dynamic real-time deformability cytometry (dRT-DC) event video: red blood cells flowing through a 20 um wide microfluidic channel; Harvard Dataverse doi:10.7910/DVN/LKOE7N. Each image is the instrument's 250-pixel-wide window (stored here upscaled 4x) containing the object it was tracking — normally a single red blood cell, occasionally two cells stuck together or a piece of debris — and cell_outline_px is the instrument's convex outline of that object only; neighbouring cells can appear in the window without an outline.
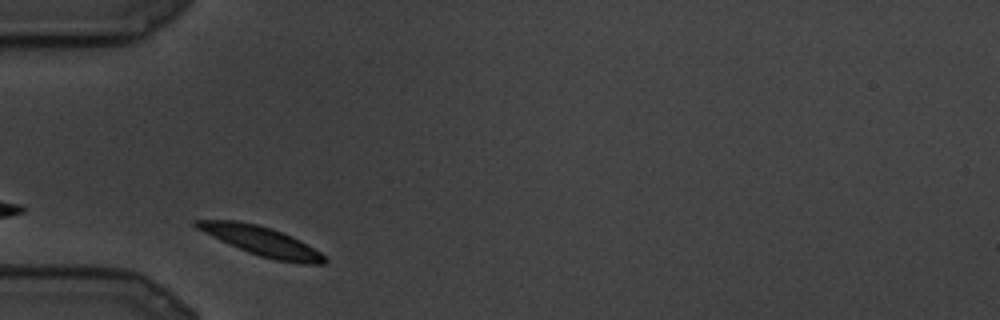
{"species": "common noctule bat (a hibernating species)", "species_latin": "Nyctalus noctula", "temperature_condition": "cold", "stored_images_in_passage": 11, "camera_frame_rate_fps": 3000, "um_per_image_px": 0.085, "animal": {"sex": "male", "body_mass_g": 19.5, "forearm_length_mm": 54.6}, "frame": {"image": 1, "passage_image": 1, "time_ms": 0.0, "image_size_px": [1000, 320], "cell_outline_px": [[328, 260], [324, 264], [304, 264], [276, 260], [260, 256], [248, 252], [228, 244], [196, 228], [192, 224], [192, 220], [236, 220], [256, 224], [272, 228], [292, 236], [300, 240], [320, 252]], "centroid_in_image_um": [22.22, 20.49], "position_along_channel_um": 62.8, "area_um2": 21.73}}
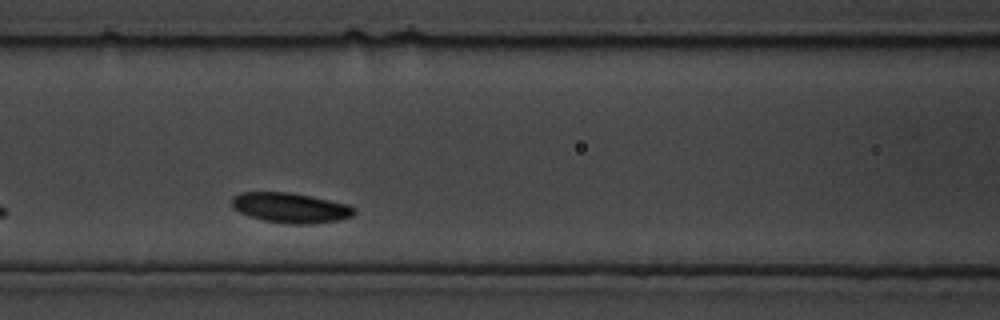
{"frame": {"image": 2, "passage_image": 4, "time_ms": 1.0, "image_size_px": [1000, 320], "cell_outline_px": [[356, 212], [352, 216], [340, 220], [308, 224], [288, 224], [264, 220], [248, 216], [232, 208], [232, 196], [240, 192], [288, 192], [348, 204], [356, 208]], "centroid_in_image_um": [24.68, 17.66], "position_along_channel_um": 141.9, "area_um2": 21.44}}
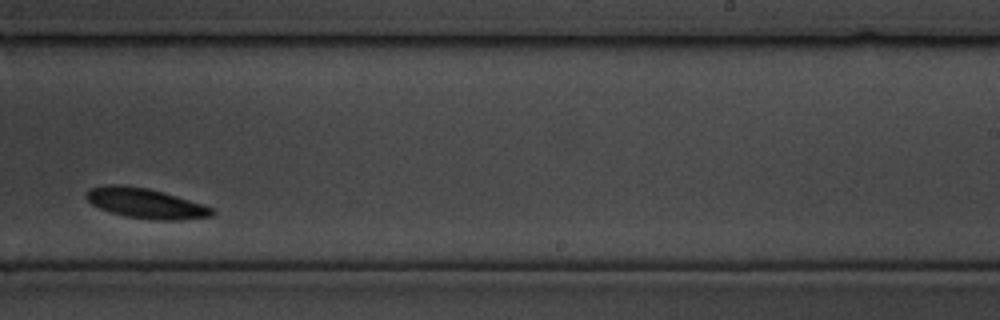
{"frame": {"image": 3, "passage_image": 10, "time_ms": 3.0, "image_size_px": [1000, 320], "cell_outline_px": [[216, 212], [212, 216], [180, 220], [152, 220], [124, 216], [100, 208], [92, 204], [84, 196], [88, 188], [104, 184], [120, 184], [148, 188], [164, 192], [204, 204], [212, 208]], "centroid_in_image_um": [12.37, 17.27], "position_along_channel_um": 276.6, "area_um2": 22.31}}